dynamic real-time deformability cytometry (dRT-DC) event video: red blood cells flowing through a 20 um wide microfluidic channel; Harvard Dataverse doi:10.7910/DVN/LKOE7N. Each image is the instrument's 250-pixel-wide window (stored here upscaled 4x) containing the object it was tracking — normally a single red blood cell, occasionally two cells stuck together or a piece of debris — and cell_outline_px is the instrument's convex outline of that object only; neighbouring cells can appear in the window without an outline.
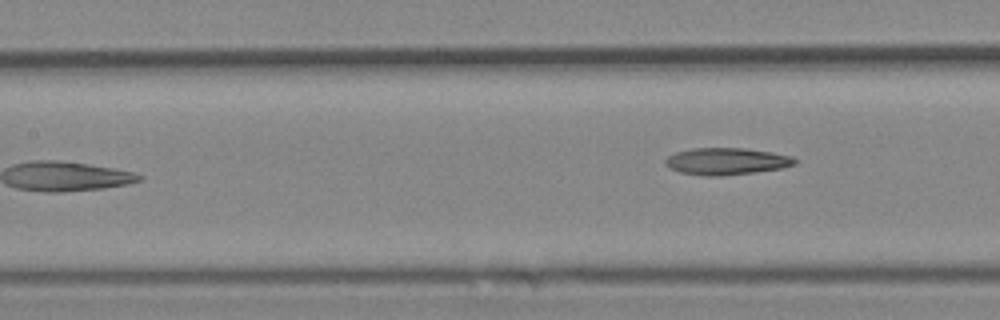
{"species": "Egyptian fruit bat (a non-hibernating species)", "species_latin": "Rousettus aegyptiacus", "temperature_condition": "cold", "stored_images_in_passage": 8, "camera_frame_rate_fps": 3000, "um_per_image_px": 0.085, "animal": {"sex": "female"}, "frame": {"image": 1, "passage_image": 8, "time_ms": 8.0, "image_size_px": [1000, 320], "cell_outline_px": [[796, 164], [784, 168], [756, 172], [720, 176], [704, 176], [680, 172], [664, 164], [664, 160], [668, 156], [676, 152], [692, 148], [744, 148], [772, 152], [792, 156], [796, 160]], "centroid_in_image_um": [61.77, 13.71], "position_along_channel_um": 145.6, "area_um2": 20.4}}